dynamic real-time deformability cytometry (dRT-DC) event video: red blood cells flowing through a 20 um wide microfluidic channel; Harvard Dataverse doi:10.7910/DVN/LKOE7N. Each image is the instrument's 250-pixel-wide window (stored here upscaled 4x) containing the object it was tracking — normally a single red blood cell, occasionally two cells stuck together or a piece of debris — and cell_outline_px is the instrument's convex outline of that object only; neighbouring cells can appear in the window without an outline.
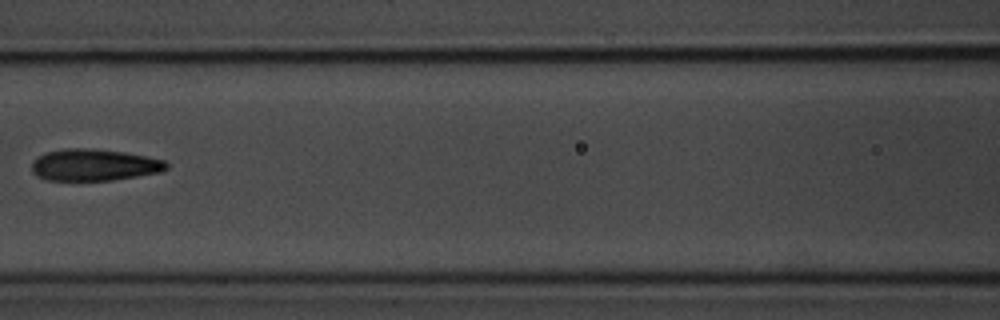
{"species": "common noctule bat (a hibernating species)", "species_latin": "Nyctalus noctula", "temperature_condition": "room temperature", "stored_images_in_passage": 5, "camera_frame_rate_fps": 3000, "um_per_image_px": 0.085, "animal": {"sex": "male", "body_mass_g": 20.1, "forearm_length_mm": 53.5}, "frame": {"image": 1, "passage_image": 5, "time_ms": 5.333, "image_size_px": [1000, 320], "cell_outline_px": [[168, 168], [160, 172], [112, 180], [48, 180], [32, 172], [32, 164], [44, 152], [64, 148], [88, 148], [124, 152], [164, 160], [168, 164]], "centroid_in_image_um": [8.01, 14.01], "position_along_channel_um": 158.6, "area_um2": 24.62}}